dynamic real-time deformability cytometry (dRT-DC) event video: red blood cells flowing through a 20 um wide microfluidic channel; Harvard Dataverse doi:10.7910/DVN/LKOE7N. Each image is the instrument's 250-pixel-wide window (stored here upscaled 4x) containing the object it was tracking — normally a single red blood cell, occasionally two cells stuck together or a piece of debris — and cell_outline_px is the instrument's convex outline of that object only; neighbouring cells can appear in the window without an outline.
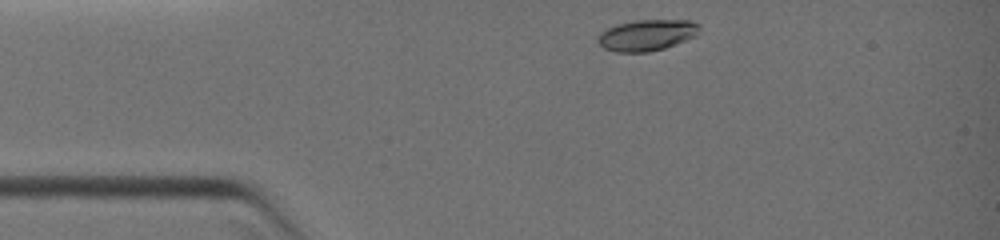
{"species": "common noctule bat (a hibernating species)", "species_latin": "Nyctalus noctula", "temperature_condition": "warm", "stored_images_in_passage": 34, "camera_frame_rate_fps": 3000, "um_per_image_px": 0.085, "animal": {"sex": "female", "body_mass_g": 19.0, "forearm_length_mm": 51.5}, "frame": {"image": 1, "passage_image": 1, "time_ms": 0.0, "image_size_px": [1000, 240], "cell_outline_px": [[700, 28], [696, 36], [676, 44], [664, 48], [648, 52], [616, 52], [604, 48], [596, 40], [596, 36], [600, 32], [616, 24], [636, 20], [692, 20], [700, 24]], "centroid_in_image_um": [54.98, 2.98], "position_along_channel_um": 30.0, "area_um2": 18.61}}
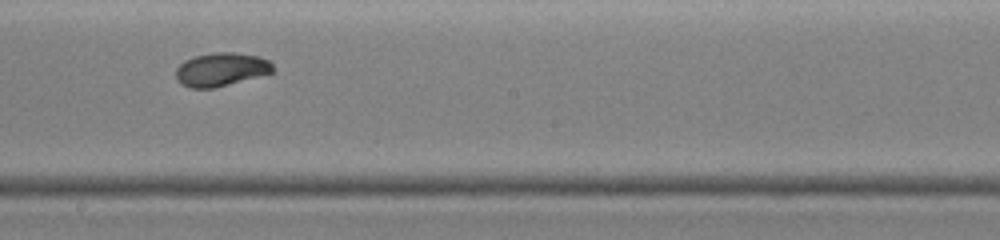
{"frame": {"image": 2, "passage_image": 19, "time_ms": 5.0, "image_size_px": [1000, 240], "cell_outline_px": [[276, 72], [212, 88], [188, 88], [180, 84], [176, 80], [176, 68], [184, 60], [196, 56], [216, 52], [236, 52], [256, 56], [272, 60], [276, 68]], "centroid_in_image_um": [18.83, 5.9], "position_along_channel_um": 229.4, "area_um2": 19.19}}
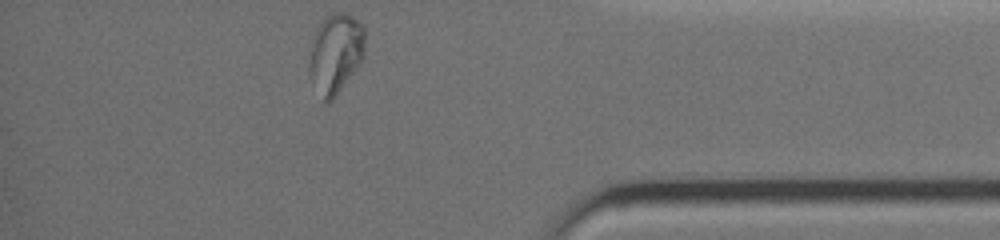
{"frame": {"image": 3, "passage_image": 34, "time_ms": 9.0, "image_size_px": [1000, 240], "cell_outline_px": [[364, 56], [360, 64], [336, 96], [328, 104], [324, 104], [308, 76], [308, 64], [312, 40], [316, 28], [324, 16], [328, 12], [344, 12], [352, 16], [364, 28]], "centroid_in_image_um": [28.48, 4.56], "position_along_channel_um": 406.7, "area_um2": 26.53}}